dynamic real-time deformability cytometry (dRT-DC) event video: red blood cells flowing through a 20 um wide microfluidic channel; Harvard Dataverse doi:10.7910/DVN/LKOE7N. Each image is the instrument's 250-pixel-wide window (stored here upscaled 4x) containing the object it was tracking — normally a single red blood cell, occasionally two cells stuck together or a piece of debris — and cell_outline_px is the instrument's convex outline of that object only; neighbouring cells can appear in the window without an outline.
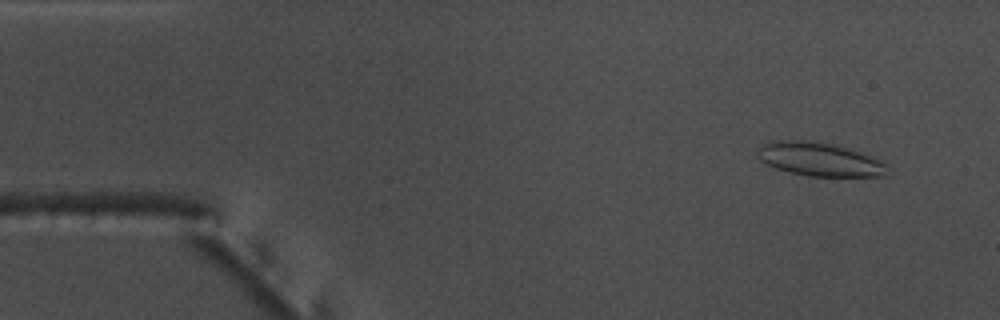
{"species": "common noctule bat (a hibernating species)", "species_latin": "Nyctalus noctula", "temperature_condition": "warm", "stored_images_in_passage": 54, "camera_frame_rate_fps": 3000, "um_per_image_px": 0.085, "animal": {"sex": "male", "body_mass_g": 17.5, "forearm_length_mm": 52.3}, "frame": {"image": 1, "passage_image": 5, "time_ms": 1.333, "image_size_px": [1000, 320], "cell_outline_px": [[888, 164], [884, 176], [808, 176], [776, 168], [760, 160], [756, 156], [756, 148], [764, 144], [776, 140], [804, 140], [832, 144], [860, 152]], "centroid_in_image_um": [69.61, 13.53], "position_along_channel_um": 15.4, "area_um2": 25.14}}
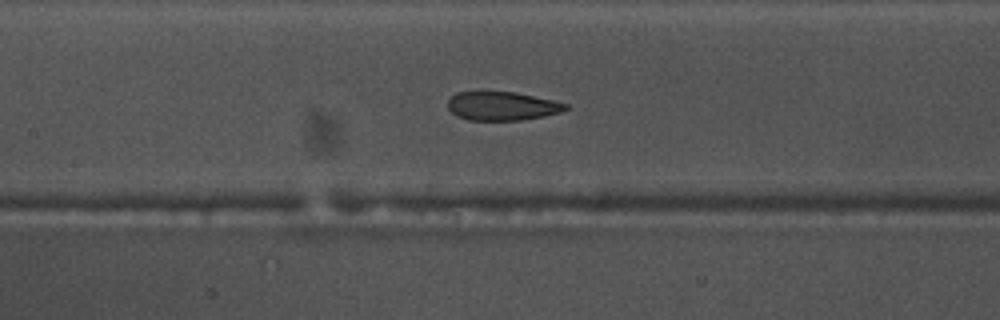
{"frame": {"image": 2, "passage_image": 25, "time_ms": 8.0, "image_size_px": [1000, 320], "cell_outline_px": [[568, 108], [560, 112], [544, 116], [520, 120], [468, 120], [456, 116], [448, 108], [448, 100], [456, 92], [516, 92], [552, 100], [568, 104]], "centroid_in_image_um": [42.66, 9.01], "position_along_channel_um": 164.7, "area_um2": 19.59}}
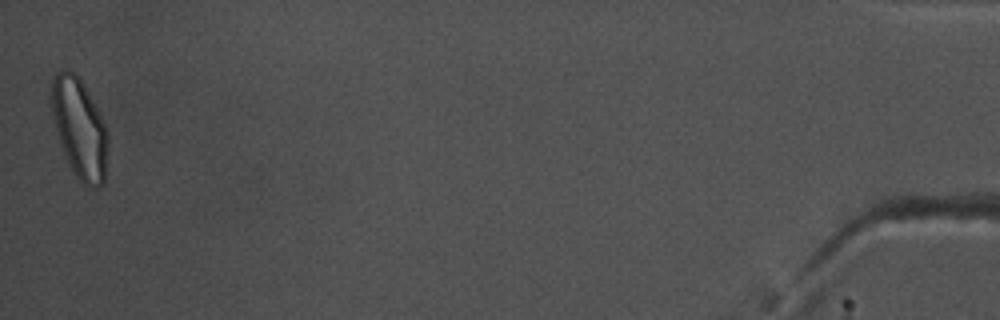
{"frame": {"image": 3, "passage_image": 54, "time_ms": 17.667, "image_size_px": [1000, 320], "cell_outline_px": [[108, 148], [104, 184], [96, 188], [92, 188], [84, 184], [72, 172], [64, 152], [56, 128], [48, 96], [52, 76], [60, 68], [64, 68], [72, 72], [80, 80], [96, 108], [104, 124], [108, 136]], "centroid_in_image_um": [6.73, 10.9], "position_along_channel_um": 428.5, "area_um2": 32.71}, "authors_computed_cell_mechanics": {"area_um2": 23.0044, "velocity_mm_per_s": 3.765, "shape_relaxation_time_tau1_ms": 7.4364, "shape_relaxation_time_tau2_ms": 1.6223, "deformation_change_tau1": 0.1642, "deformation_change_tau2": 0.0802}}